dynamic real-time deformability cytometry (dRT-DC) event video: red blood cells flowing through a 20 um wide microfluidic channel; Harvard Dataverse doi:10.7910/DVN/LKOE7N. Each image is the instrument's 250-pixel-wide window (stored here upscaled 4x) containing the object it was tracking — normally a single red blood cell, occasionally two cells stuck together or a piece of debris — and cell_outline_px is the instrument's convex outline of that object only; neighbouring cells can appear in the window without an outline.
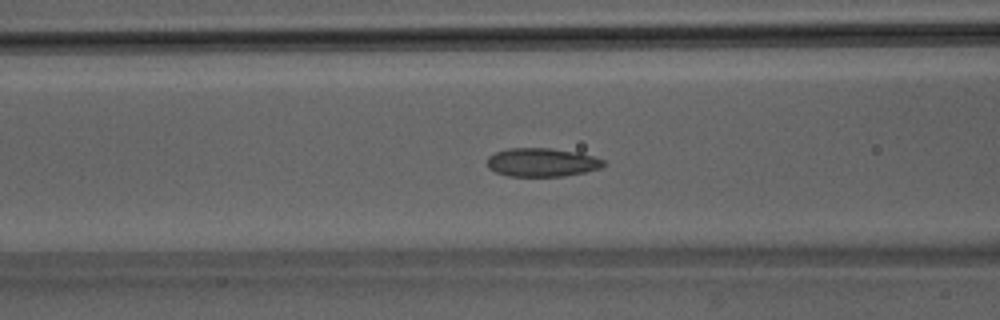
{"species": "Egyptian fruit bat (a non-hibernating species)", "species_latin": "Rousettus aegyptiacus", "temperature_condition": "room temperature", "stored_images_in_passage": 50, "camera_frame_rate_fps": 3000, "um_per_image_px": 0.085, "animal": {"sex": "male"}, "frame": {"image": 1, "passage_image": 20, "time_ms": 6.333, "image_size_px": [1000, 320], "cell_outline_px": [[604, 164], [600, 168], [584, 172], [564, 176], [508, 176], [496, 172], [488, 168], [488, 156], [496, 152], [508, 148], [552, 148], [576, 152], [592, 156], [604, 160]], "centroid_in_image_um": [46.04, 13.8], "position_along_channel_um": 120.6, "area_um2": 19.25}}
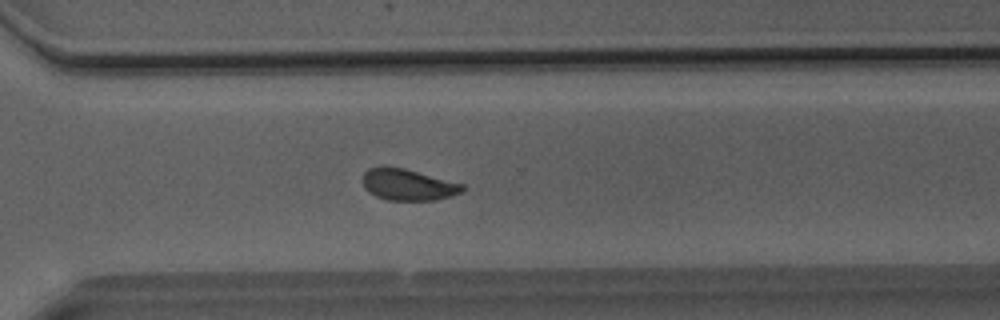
{"frame": {"image": 2, "passage_image": 36, "time_ms": 11.667, "image_size_px": [1000, 320], "cell_outline_px": [[464, 192], [452, 196], [436, 200], [388, 200], [376, 196], [368, 192], [364, 188], [364, 172], [368, 168], [380, 164], [388, 164], [404, 168], [464, 184]], "centroid_in_image_um": [34.66, 15.67], "position_along_channel_um": 335.9, "area_um2": 18.67}}
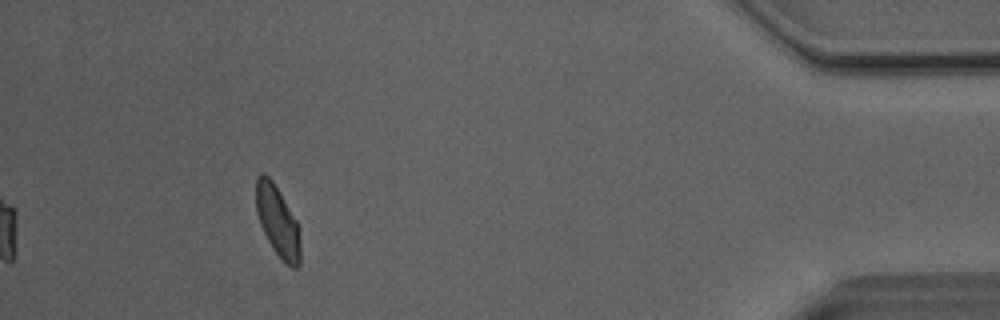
{"frame": {"image": 3, "passage_image": 46, "time_ms": 15.0, "image_size_px": [1000, 320], "cell_outline_px": [[300, 264], [296, 268], [292, 268], [272, 248], [260, 224], [256, 212], [256, 176], [260, 172], [264, 172], [272, 180], [296, 220], [300, 228]], "centroid_in_image_um": [23.59, 18.78], "position_along_channel_um": 411.6, "area_um2": 18.15}, "authors_computed_cell_mechanics": {"area_um2": 19.1896, "velocity_mm_per_s": 4.0437, "shape_relaxation_time_tau1_ms": 7.5123, "shape_relaxation_time_tau2_ms": 1.3498, "deformation_change_tau1": 0.1632, "deformation_change_tau2": 0.0636}}